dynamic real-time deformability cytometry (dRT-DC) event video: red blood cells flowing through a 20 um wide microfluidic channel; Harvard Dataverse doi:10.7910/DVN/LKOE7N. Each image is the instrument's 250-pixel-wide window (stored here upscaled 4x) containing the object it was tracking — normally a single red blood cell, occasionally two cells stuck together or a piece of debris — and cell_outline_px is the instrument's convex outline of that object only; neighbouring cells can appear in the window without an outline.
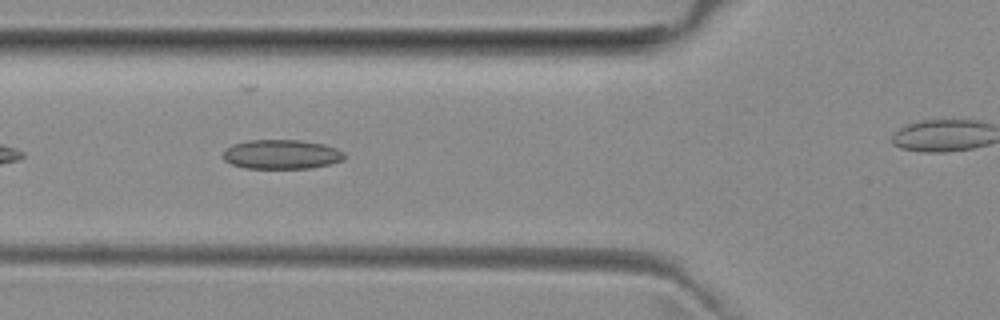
{"species": "common noctule bat (a hibernating species)", "species_latin": "Nyctalus noctula", "temperature_condition": "room temperature", "stored_images_in_passage": 19, "camera_frame_rate_fps": 3000, "um_per_image_px": 0.085, "animal": {"sex": "female", "body_mass_g": 29.2, "forearm_length_mm": 56.3}, "frame": {"image": 1, "passage_image": 4, "time_ms": 1.0, "image_size_px": [1000, 320], "cell_outline_px": [[344, 160], [328, 164], [308, 168], [244, 168], [232, 164], [224, 160], [220, 156], [224, 148], [232, 144], [248, 140], [300, 140], [324, 144], [336, 148], [344, 152]], "centroid_in_image_um": [23.86, 13.11], "position_along_channel_um": 101.9, "area_um2": 20.92}}
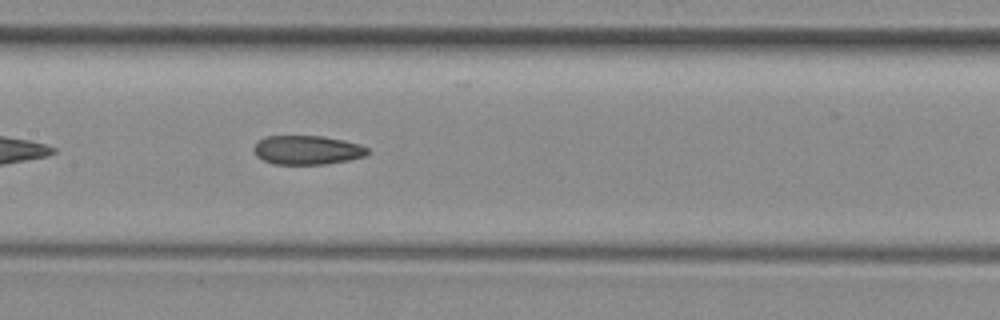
{"frame": {"image": 2, "passage_image": 10, "time_ms": 3.0, "image_size_px": [1000, 320], "cell_outline_px": [[368, 152], [364, 156], [348, 160], [328, 164], [276, 164], [264, 160], [256, 156], [252, 148], [264, 136], [324, 136], [344, 140], [360, 144], [368, 148]], "centroid_in_image_um": [26.11, 12.75], "position_along_channel_um": 181.3, "area_um2": 19.25}}
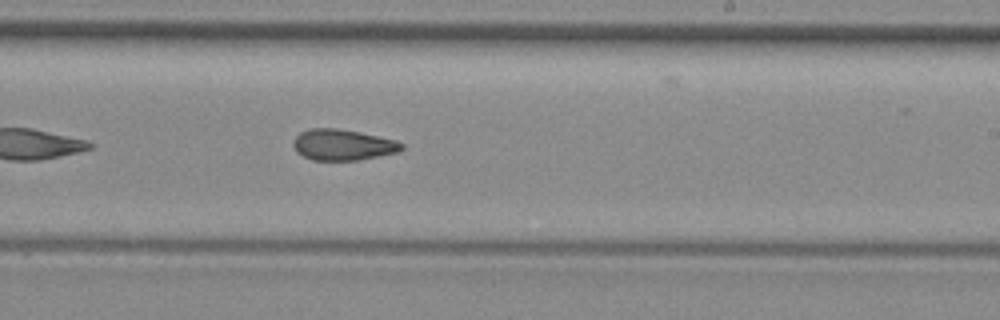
{"frame": {"image": 3, "passage_image": 16, "time_ms": 5.0, "image_size_px": [1000, 320], "cell_outline_px": [[404, 148], [400, 152], [356, 160], [312, 160], [296, 152], [292, 144], [296, 136], [300, 132], [308, 128], [336, 128], [360, 132], [396, 140], [404, 144]], "centroid_in_image_um": [29.14, 12.3], "position_along_channel_um": 259.9, "area_um2": 19.65}}